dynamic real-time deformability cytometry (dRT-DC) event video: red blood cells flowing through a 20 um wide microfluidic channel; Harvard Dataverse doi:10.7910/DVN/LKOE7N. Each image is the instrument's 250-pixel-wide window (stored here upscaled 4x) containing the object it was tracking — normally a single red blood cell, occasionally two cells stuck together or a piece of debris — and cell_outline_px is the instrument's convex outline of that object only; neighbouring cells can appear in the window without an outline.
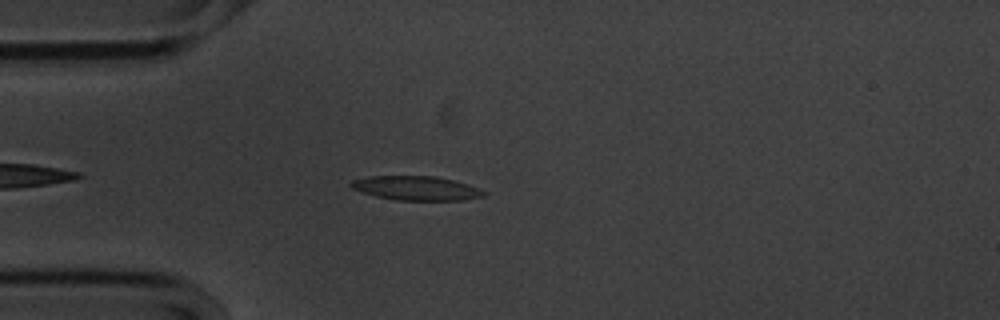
{"species": "common noctule bat (a hibernating species)", "species_latin": "Nyctalus noctula", "temperature_condition": "cold", "stored_images_in_passage": 39, "camera_frame_rate_fps": 3000, "um_per_image_px": 0.085, "animal": {"sex": "male", "body_mass_g": 20.1, "forearm_length_mm": 53.5}, "frame": {"image": 1, "passage_image": 6, "time_ms": 1.667, "image_size_px": [1000, 320], "cell_outline_px": [[488, 192], [484, 196], [464, 200], [396, 200], [376, 196], [352, 188], [348, 184], [352, 180], [368, 176], [436, 176], [468, 184], [480, 188]], "centroid_in_image_um": [35.41, 15.99], "position_along_channel_um": 49.6, "area_um2": 18.73}}
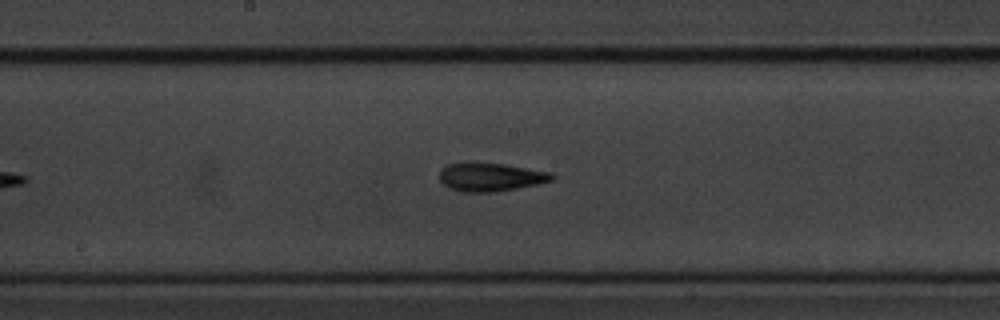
{"frame": {"image": 2, "passage_image": 20, "time_ms": 6.333, "image_size_px": [1000, 320], "cell_outline_px": [[556, 176], [552, 180], [536, 184], [496, 192], [460, 192], [448, 188], [440, 180], [440, 168], [448, 164], [468, 160], [504, 164], [552, 172]], "centroid_in_image_um": [41.64, 15.02], "position_along_channel_um": 206.6, "area_um2": 19.13}}
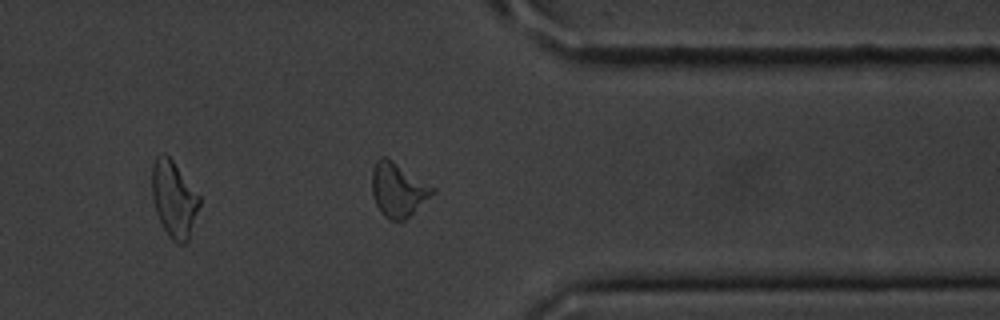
{"frame": {"image": 3, "passage_image": 35, "time_ms": 11.333, "image_size_px": [1000, 320], "cell_outline_px": [[436, 192], [404, 220], [388, 220], [384, 216], [376, 204], [372, 196], [372, 168], [376, 160], [380, 156], [384, 156], [392, 160], [436, 188]], "centroid_in_image_um": [33.82, 16.11], "position_along_channel_um": 377.6, "area_um2": 19.02}, "authors_computed_cell_mechanics": {"area_um2": 17.8602, "velocity_mm_per_s": 3.5652, "shape_relaxation_time_tau1_ms": 5.9286, "shape_relaxation_time_tau2_ms": 5.7991, "deformation_change_tau1": 0.1642, "deformation_change_tau2": 0.1339}}